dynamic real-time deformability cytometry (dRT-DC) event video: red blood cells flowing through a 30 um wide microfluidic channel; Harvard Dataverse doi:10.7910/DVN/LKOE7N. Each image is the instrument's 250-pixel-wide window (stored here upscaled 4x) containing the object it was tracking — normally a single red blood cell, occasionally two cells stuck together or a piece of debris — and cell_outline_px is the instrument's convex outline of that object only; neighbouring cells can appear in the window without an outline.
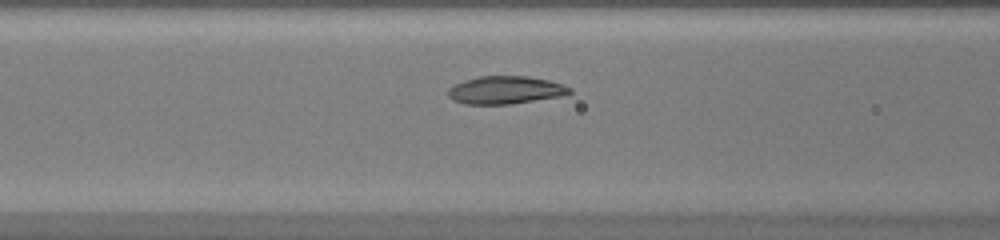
{"species": "common noctule bat (a hibernating species)", "species_latin": "Nyctalus noctula", "temperature_condition": "warm", "stored_images_in_passage": 38, "camera_frame_rate_fps": 3000, "um_per_image_px": 0.085, "animal": {"sex": "female", "body_mass_g": 20.0, "forearm_length_mm": 54.0}, "frame": {"image": 1, "passage_image": 10, "time_ms": 3.0, "image_size_px": [1000, 240], "cell_outline_px": [[572, 92], [564, 96], [512, 104], [464, 104], [452, 100], [448, 96], [448, 88], [464, 80], [480, 76], [528, 76], [548, 80], [572, 88]], "centroid_in_image_um": [42.97, 7.66], "position_along_channel_um": 123.6, "area_um2": 19.83}}
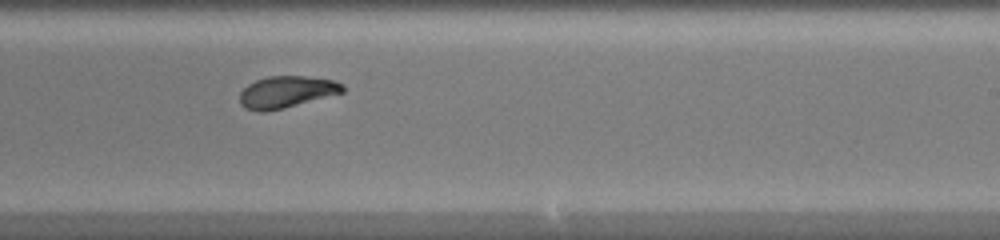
{"frame": {"image": 2, "passage_image": 20, "time_ms": 6.333, "image_size_px": [1000, 240], "cell_outline_px": [[344, 92], [284, 108], [264, 112], [260, 112], [244, 108], [240, 104], [240, 92], [248, 84], [256, 80], [268, 76], [304, 76], [332, 80], [344, 84]], "centroid_in_image_um": [24.33, 7.82], "position_along_channel_um": 264.7, "area_um2": 19.02}}
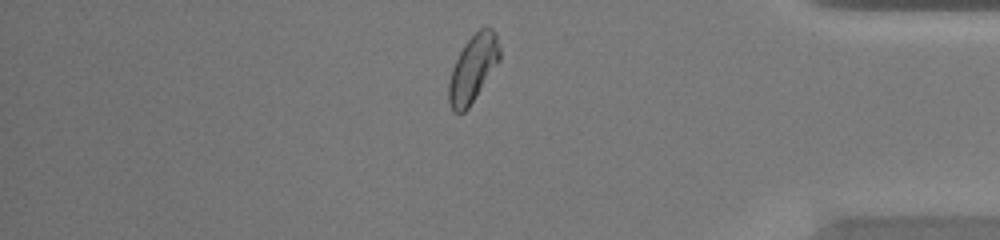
{"frame": {"image": 3, "passage_image": 31, "time_ms": 10.0, "image_size_px": [1000, 240], "cell_outline_px": [[500, 60], [468, 108], [464, 112], [452, 112], [448, 100], [448, 84], [452, 68], [464, 44], [480, 28], [492, 28], [496, 32], [500, 44]], "centroid_in_image_um": [40.21, 5.82], "position_along_channel_um": 395.0, "area_um2": 19.77}, "authors_computed_cell_mechanics": {"area_um2": 19.7965, "velocity_mm_per_s": 4.2322, "shape_relaxation_time_tau1_ms": 4.2521, "shape_relaxation_time_tau2_ms": 3.2329, "deformation_change_tau1": 0.1438, "deformation_change_tau2": 0.0676}}